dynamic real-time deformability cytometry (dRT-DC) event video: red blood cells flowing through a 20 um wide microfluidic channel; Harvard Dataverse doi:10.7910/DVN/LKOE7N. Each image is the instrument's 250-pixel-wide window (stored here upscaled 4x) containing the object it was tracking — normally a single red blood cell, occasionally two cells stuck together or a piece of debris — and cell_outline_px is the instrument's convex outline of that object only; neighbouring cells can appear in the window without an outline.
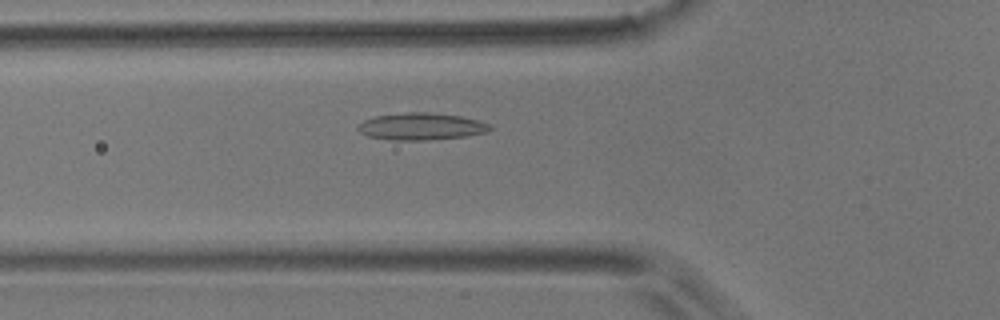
{"species": "common noctule bat (a hibernating species)", "species_latin": "Nyctalus noctula", "temperature_condition": "room temperature", "stored_images_in_passage": 51, "camera_frame_rate_fps": 3000, "um_per_image_px": 0.085, "animal": {"sex": "male", "body_mass_g": 17.9}, "frame": {"image": 1, "passage_image": 16, "time_ms": 5.0, "image_size_px": [1000, 320], "cell_outline_px": [[492, 128], [488, 132], [464, 136], [428, 140], [392, 140], [368, 136], [360, 132], [356, 128], [356, 124], [364, 120], [376, 116], [408, 112], [428, 112], [460, 116], [476, 120], [488, 124]], "centroid_in_image_um": [35.75, 10.75], "position_along_channel_um": 90.0, "area_um2": 20.69}}
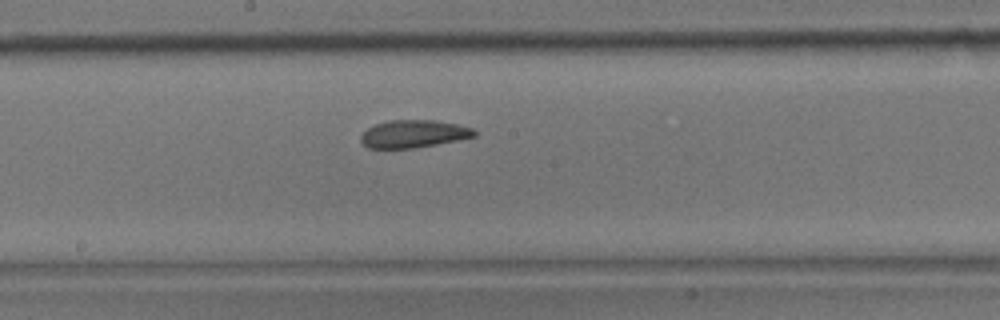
{"frame": {"image": 2, "passage_image": 26, "time_ms": 8.333, "image_size_px": [1000, 320], "cell_outline_px": [[476, 136], [416, 148], [368, 148], [360, 140], [360, 136], [368, 128], [376, 124], [388, 120], [432, 120], [456, 124], [472, 128], [476, 132]], "centroid_in_image_um": [35.13, 11.38], "position_along_channel_um": 213.1, "area_um2": 18.09}}
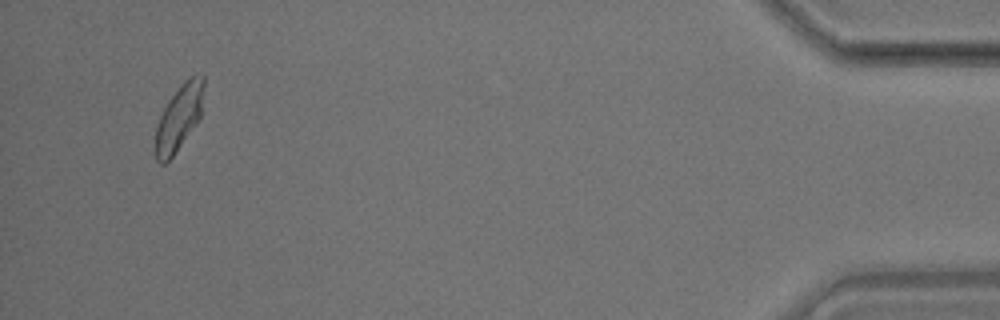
{"frame": {"image": 3, "passage_image": 49, "time_ms": 16.0, "image_size_px": [1000, 320], "cell_outline_px": [[204, 88], [200, 120], [172, 156], [164, 164], [160, 164], [156, 160], [156, 128], [160, 116], [168, 100], [180, 84], [188, 76], [204, 76]], "centroid_in_image_um": [15.23, 9.97], "position_along_channel_um": 420.0, "area_um2": 18.44}, "authors_computed_cell_mechanics": {"area_um2": 19.0162, "velocity_mm_per_s": 3.678, "shape_relaxation_time_tau1_ms": 4.6787, "shape_relaxation_time_tau2_ms": 4.1316, "deformation_change_tau1": 0.1219, "deformation_change_tau2": 0.1145}}